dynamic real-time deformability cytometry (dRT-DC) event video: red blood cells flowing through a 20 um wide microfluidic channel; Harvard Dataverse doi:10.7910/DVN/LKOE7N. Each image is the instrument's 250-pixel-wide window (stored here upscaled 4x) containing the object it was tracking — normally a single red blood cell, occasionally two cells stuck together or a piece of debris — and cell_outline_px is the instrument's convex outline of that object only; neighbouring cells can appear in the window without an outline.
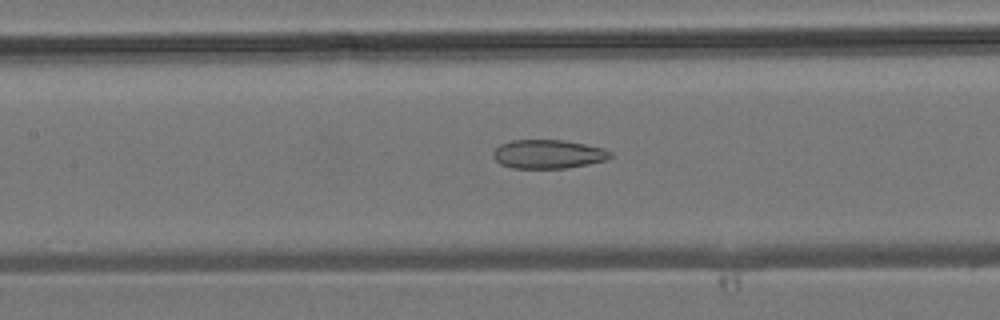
{"species": "common noctule bat (a hibernating species)", "species_latin": "Nyctalus noctula", "temperature_condition": "room temperature", "stored_images_in_passage": 44, "camera_frame_rate_fps": 3000, "um_per_image_px": 0.085, "animal": {"sex": "male", "body_mass_g": 19.2, "forearm_length_mm": 51.8}, "frame": {"image": 1, "passage_image": 20, "time_ms": 6.333, "image_size_px": [1000, 320], "cell_outline_px": [[612, 156], [608, 160], [568, 168], [512, 168], [500, 164], [492, 156], [492, 152], [500, 144], [512, 140], [564, 140], [604, 148], [612, 152]], "centroid_in_image_um": [46.6, 13.1], "position_along_channel_um": 160.8, "area_um2": 19.83}}
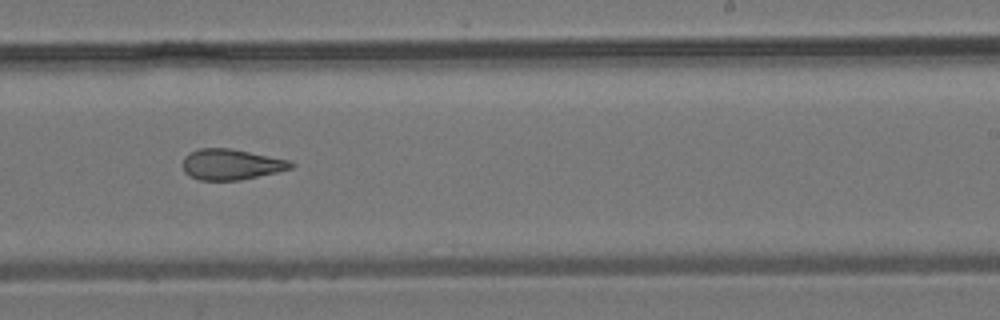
{"frame": {"image": 2, "passage_image": 27, "time_ms": 8.667, "image_size_px": [1000, 320], "cell_outline_px": [[296, 164], [292, 168], [276, 172], [240, 180], [200, 180], [184, 172], [184, 156], [188, 152], [200, 148], [228, 148], [288, 160]], "centroid_in_image_um": [19.63, 13.97], "position_along_channel_um": 269.4, "area_um2": 19.07}}
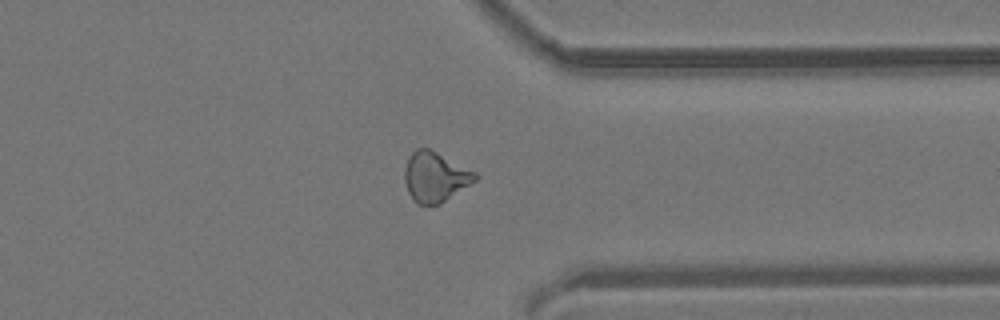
{"frame": {"image": 3, "passage_image": 34, "time_ms": 11.0, "image_size_px": [1000, 320], "cell_outline_px": [[480, 176], [476, 180], [440, 204], [424, 208], [416, 204], [412, 200], [408, 192], [404, 180], [404, 168], [408, 156], [416, 148], [428, 148], [476, 172]], "centroid_in_image_um": [36.95, 15.08], "position_along_channel_um": 374.5, "area_um2": 20.87}}